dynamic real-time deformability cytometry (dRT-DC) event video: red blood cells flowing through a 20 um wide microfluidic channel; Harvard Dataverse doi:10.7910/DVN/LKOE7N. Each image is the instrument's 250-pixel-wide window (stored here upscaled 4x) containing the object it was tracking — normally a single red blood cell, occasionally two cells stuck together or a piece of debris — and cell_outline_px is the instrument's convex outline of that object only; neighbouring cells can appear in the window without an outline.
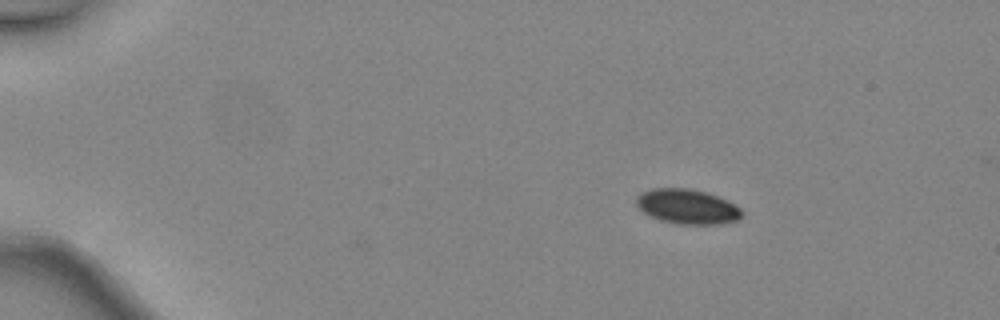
{"species": "common noctule bat (a hibernating species)", "species_latin": "Nyctalus noctula", "temperature_condition": "warm", "stored_images_in_passage": 8, "camera_frame_rate_fps": 3000, "um_per_image_px": 0.085, "animal": {"sex": "female", "body_mass_g": 24.6, "forearm_length_mm": 56.2}, "frame": {"image": 1, "passage_image": 8, "time_ms": 2.333, "image_size_px": [1000, 320], "cell_outline_px": [[744, 216], [736, 220], [720, 224], [676, 224], [660, 220], [644, 212], [636, 204], [636, 196], [640, 192], [652, 188], [688, 188], [704, 192], [728, 200], [740, 208], [744, 212]], "centroid_in_image_um": [58.42, 17.56], "position_along_channel_um": 26.6, "area_um2": 21.44}}